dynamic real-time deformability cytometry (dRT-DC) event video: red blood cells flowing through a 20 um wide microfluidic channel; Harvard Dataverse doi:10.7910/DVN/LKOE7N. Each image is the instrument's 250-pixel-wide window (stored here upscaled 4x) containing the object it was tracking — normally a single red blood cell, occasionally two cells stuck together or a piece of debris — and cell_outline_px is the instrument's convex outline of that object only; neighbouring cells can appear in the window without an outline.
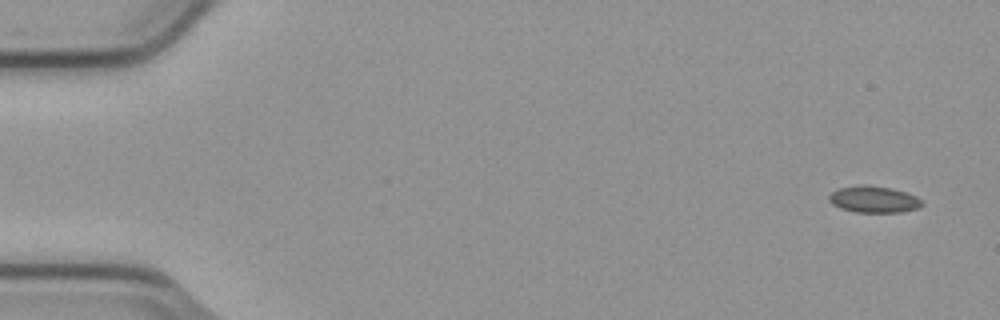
{"species": "common noctule bat (a hibernating species)", "species_latin": "Nyctalus noctula", "temperature_condition": "cold", "stored_images_in_passage": 4, "camera_frame_rate_fps": 3000, "um_per_image_px": 0.085, "animal": {"sex": "male", "body_mass_g": 23.1, "forearm_length_mm": 52.7}, "frame": {"image": 1, "passage_image": 1, "time_ms": 0.0, "image_size_px": [1000, 320], "cell_outline_px": [[924, 204], [920, 208], [900, 212], [856, 212], [840, 208], [832, 204], [828, 200], [828, 196], [832, 192], [840, 188], [892, 188], [916, 196]], "centroid_in_image_um": [74.31, 17.01], "position_along_channel_um": 10.7, "area_um2": 13.64}}